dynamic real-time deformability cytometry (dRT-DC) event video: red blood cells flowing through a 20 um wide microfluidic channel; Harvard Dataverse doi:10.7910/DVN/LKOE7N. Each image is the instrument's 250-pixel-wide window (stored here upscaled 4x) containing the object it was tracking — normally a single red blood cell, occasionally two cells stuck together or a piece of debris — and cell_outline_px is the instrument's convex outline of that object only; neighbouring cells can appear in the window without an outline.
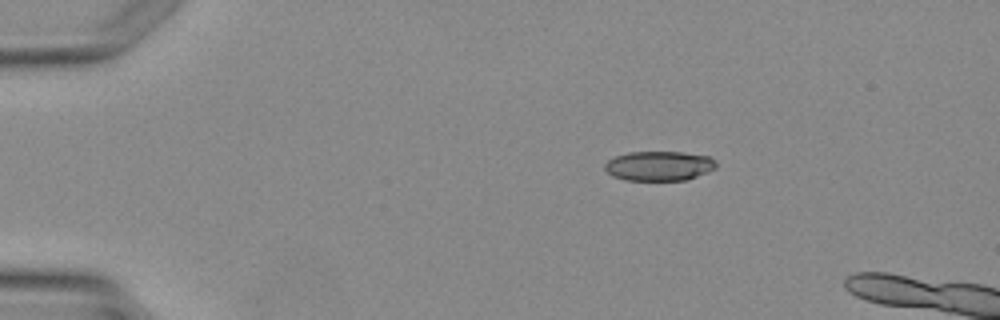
{"species": "Egyptian fruit bat (a non-hibernating species)", "species_latin": "Rousettus aegyptiacus", "temperature_condition": "warm", "stored_images_in_passage": 2, "camera_frame_rate_fps": 3000, "um_per_image_px": 0.085, "animal": {"sex": "female"}, "frame": {"image": 1, "passage_image": 1, "time_ms": 0.0, "image_size_px": [1000, 320], "cell_outline_px": [[716, 168], [708, 172], [688, 180], [624, 180], [612, 176], [604, 168], [604, 164], [608, 160], [616, 156], [628, 152], [684, 152], [708, 156], [716, 160]], "centroid_in_image_um": [56.04, 14.1], "position_along_channel_um": 29.0, "area_um2": 19.36}}